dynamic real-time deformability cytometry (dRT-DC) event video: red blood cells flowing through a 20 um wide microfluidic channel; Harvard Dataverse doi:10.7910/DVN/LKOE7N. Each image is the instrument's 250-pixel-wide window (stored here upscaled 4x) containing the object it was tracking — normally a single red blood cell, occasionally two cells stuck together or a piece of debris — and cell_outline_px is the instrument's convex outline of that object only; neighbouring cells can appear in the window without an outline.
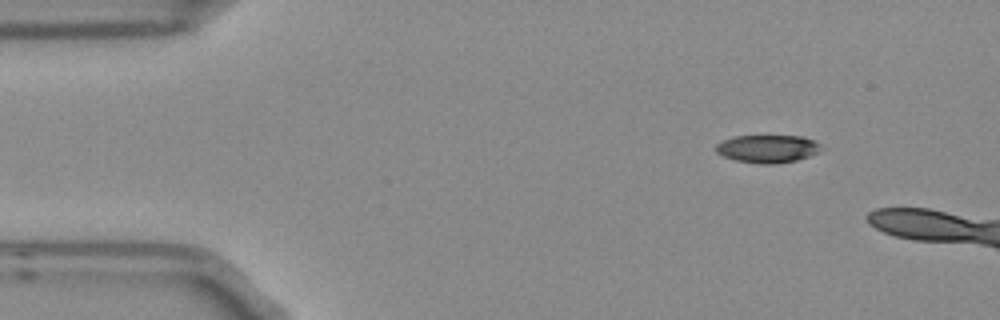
{"species": "Egyptian fruit bat (a non-hibernating species)", "species_latin": "Rousettus aegyptiacus", "temperature_condition": "room temperature", "stored_images_in_passage": 3, "camera_frame_rate_fps": 3000, "um_per_image_px": 0.085, "frame": {"image": 1, "passage_image": 1, "time_ms": 0.0, "image_size_px": [1000, 320], "cell_outline_px": [[824, 148], [808, 156], [796, 160], [776, 164], [760, 164], [736, 160], [724, 156], [716, 152], [716, 144], [720, 140], [732, 136], [804, 136], [820, 144]], "centroid_in_image_um": [65.22, 12.63], "position_along_channel_um": 19.8, "area_um2": 17.11}}